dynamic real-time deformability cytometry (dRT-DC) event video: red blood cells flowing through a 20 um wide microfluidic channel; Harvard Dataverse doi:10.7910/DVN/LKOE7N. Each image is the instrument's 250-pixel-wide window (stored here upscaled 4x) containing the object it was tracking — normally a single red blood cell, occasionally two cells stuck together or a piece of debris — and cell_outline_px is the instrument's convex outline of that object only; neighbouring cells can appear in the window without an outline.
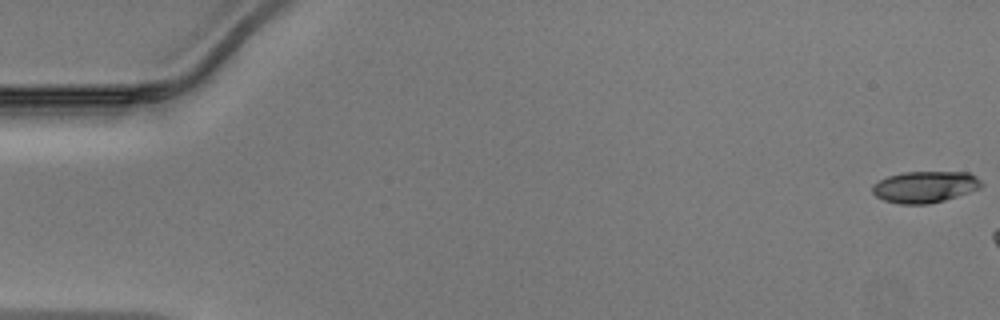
{"species": "Egyptian fruit bat (a non-hibernating species)", "species_latin": "Rousettus aegyptiacus", "temperature_condition": "warm", "stored_images_in_passage": 7, "camera_frame_rate_fps": 3000, "um_per_image_px": 0.085, "animal": {"sex": "male"}, "frame": {"image": 1, "passage_image": 1, "time_ms": 0.0, "image_size_px": [1000, 320], "cell_outline_px": [[984, 184], [980, 188], [944, 200], [928, 204], [900, 204], [884, 200], [876, 196], [872, 192], [872, 188], [880, 180], [888, 176], [904, 172], [968, 172], [976, 176]], "centroid_in_image_um": [78.64, 15.88], "position_along_channel_um": 6.4, "area_um2": 19.83}}